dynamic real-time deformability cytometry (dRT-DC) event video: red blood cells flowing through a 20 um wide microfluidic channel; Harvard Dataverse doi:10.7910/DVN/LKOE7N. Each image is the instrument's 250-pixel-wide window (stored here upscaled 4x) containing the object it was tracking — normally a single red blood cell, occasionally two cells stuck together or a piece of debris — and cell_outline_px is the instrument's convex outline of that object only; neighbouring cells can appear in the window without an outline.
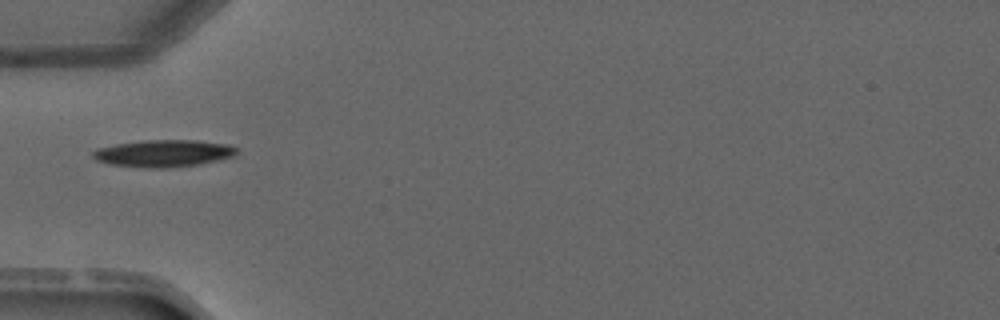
{"species": "common noctule bat (a hibernating species)", "species_latin": "Nyctalus noctula", "temperature_condition": "warm", "stored_images_in_passage": 2, "camera_frame_rate_fps": 3000, "um_per_image_px": 0.085, "animal": {"sex": "male", "forearm_length_mm": 52.5}, "frame": {"image": 1, "passage_image": 2, "time_ms": 1.0, "image_size_px": [1000, 320], "cell_outline_px": [[236, 156], [220, 160], [200, 164], [164, 168], [152, 168], [108, 164], [96, 160], [92, 156], [92, 152], [96, 148], [116, 144], [144, 140], [196, 140], [228, 144], [236, 148]], "centroid_in_image_um": [13.9, 13.03], "position_along_channel_um": 71.1, "area_um2": 22.77}}